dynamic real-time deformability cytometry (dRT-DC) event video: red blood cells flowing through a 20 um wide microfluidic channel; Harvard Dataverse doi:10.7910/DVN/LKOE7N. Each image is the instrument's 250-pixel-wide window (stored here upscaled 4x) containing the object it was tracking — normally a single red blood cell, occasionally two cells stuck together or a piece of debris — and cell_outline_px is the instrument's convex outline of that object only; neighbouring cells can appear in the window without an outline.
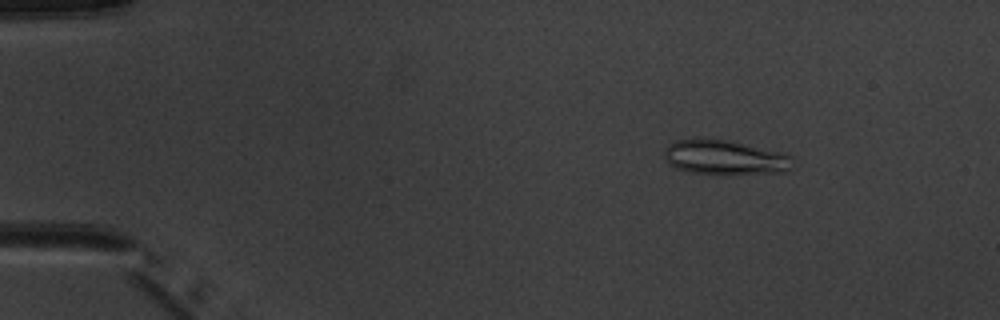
{"species": "common noctule bat (a hibernating species)", "species_latin": "Nyctalus noctula", "temperature_condition": "warm", "stored_images_in_passage": 4, "camera_frame_rate_fps": 3000, "um_per_image_px": 0.085, "animal": {"sex": "male", "body_mass_g": 20.1, "forearm_length_mm": 53.5}, "frame": {"image": 1, "passage_image": 2, "time_ms": 1.0, "image_size_px": [1000, 320], "cell_outline_px": [[792, 168], [784, 172], [724, 176], [692, 172], [676, 168], [664, 156], [664, 148], [668, 144], [676, 140], [732, 140], [784, 152], [792, 156]], "centroid_in_image_um": [61.7, 13.41], "position_along_channel_um": 23.3, "area_um2": 26.36}}